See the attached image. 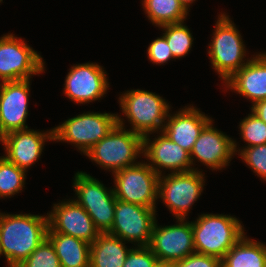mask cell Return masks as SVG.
Masks as SVG:
<instances>
[{"label": "cell", "instance_id": "cell-31", "mask_svg": "<svg viewBox=\"0 0 266 267\" xmlns=\"http://www.w3.org/2000/svg\"><path fill=\"white\" fill-rule=\"evenodd\" d=\"M147 53L150 61L159 65L167 63L170 59L174 58L166 38L163 35L151 42Z\"/></svg>", "mask_w": 266, "mask_h": 267}, {"label": "cell", "instance_id": "cell-8", "mask_svg": "<svg viewBox=\"0 0 266 267\" xmlns=\"http://www.w3.org/2000/svg\"><path fill=\"white\" fill-rule=\"evenodd\" d=\"M112 174H114L113 192L116 199L156 208L159 175L147 163L139 162Z\"/></svg>", "mask_w": 266, "mask_h": 267}, {"label": "cell", "instance_id": "cell-33", "mask_svg": "<svg viewBox=\"0 0 266 267\" xmlns=\"http://www.w3.org/2000/svg\"><path fill=\"white\" fill-rule=\"evenodd\" d=\"M251 111L266 123V100L256 102L252 105Z\"/></svg>", "mask_w": 266, "mask_h": 267}, {"label": "cell", "instance_id": "cell-14", "mask_svg": "<svg viewBox=\"0 0 266 267\" xmlns=\"http://www.w3.org/2000/svg\"><path fill=\"white\" fill-rule=\"evenodd\" d=\"M106 76L104 68L97 63L73 65L65 78L64 94L78 104L96 101L109 88Z\"/></svg>", "mask_w": 266, "mask_h": 267}, {"label": "cell", "instance_id": "cell-10", "mask_svg": "<svg viewBox=\"0 0 266 267\" xmlns=\"http://www.w3.org/2000/svg\"><path fill=\"white\" fill-rule=\"evenodd\" d=\"M44 66L41 55L21 38L11 33L0 38V81L30 79L44 72Z\"/></svg>", "mask_w": 266, "mask_h": 267}, {"label": "cell", "instance_id": "cell-19", "mask_svg": "<svg viewBox=\"0 0 266 267\" xmlns=\"http://www.w3.org/2000/svg\"><path fill=\"white\" fill-rule=\"evenodd\" d=\"M169 113L162 132L180 147L191 152L203 128L212 120L194 106L184 107L173 114Z\"/></svg>", "mask_w": 266, "mask_h": 267}, {"label": "cell", "instance_id": "cell-11", "mask_svg": "<svg viewBox=\"0 0 266 267\" xmlns=\"http://www.w3.org/2000/svg\"><path fill=\"white\" fill-rule=\"evenodd\" d=\"M156 222V208L116 200L114 221L107 232L123 241L136 242L137 246H148L153 225Z\"/></svg>", "mask_w": 266, "mask_h": 267}, {"label": "cell", "instance_id": "cell-7", "mask_svg": "<svg viewBox=\"0 0 266 267\" xmlns=\"http://www.w3.org/2000/svg\"><path fill=\"white\" fill-rule=\"evenodd\" d=\"M75 201L89 214L100 233H107L114 221L116 197L99 180L82 171L74 176Z\"/></svg>", "mask_w": 266, "mask_h": 267}, {"label": "cell", "instance_id": "cell-34", "mask_svg": "<svg viewBox=\"0 0 266 267\" xmlns=\"http://www.w3.org/2000/svg\"><path fill=\"white\" fill-rule=\"evenodd\" d=\"M8 132L5 130L3 123H2V119L0 116V141L2 143V145L5 144V140L7 138Z\"/></svg>", "mask_w": 266, "mask_h": 267}, {"label": "cell", "instance_id": "cell-16", "mask_svg": "<svg viewBox=\"0 0 266 267\" xmlns=\"http://www.w3.org/2000/svg\"><path fill=\"white\" fill-rule=\"evenodd\" d=\"M211 120L201 131L190 152L192 165L195 158L212 170L227 166L235 154L234 140L214 128Z\"/></svg>", "mask_w": 266, "mask_h": 267}, {"label": "cell", "instance_id": "cell-5", "mask_svg": "<svg viewBox=\"0 0 266 267\" xmlns=\"http://www.w3.org/2000/svg\"><path fill=\"white\" fill-rule=\"evenodd\" d=\"M220 14L215 24L213 40L208 47V56L213 68L225 82L250 59L246 62L243 60L246 49L239 30L229 16Z\"/></svg>", "mask_w": 266, "mask_h": 267}, {"label": "cell", "instance_id": "cell-30", "mask_svg": "<svg viewBox=\"0 0 266 267\" xmlns=\"http://www.w3.org/2000/svg\"><path fill=\"white\" fill-rule=\"evenodd\" d=\"M157 261L148 246H137L129 251L123 267H153Z\"/></svg>", "mask_w": 266, "mask_h": 267}, {"label": "cell", "instance_id": "cell-29", "mask_svg": "<svg viewBox=\"0 0 266 267\" xmlns=\"http://www.w3.org/2000/svg\"><path fill=\"white\" fill-rule=\"evenodd\" d=\"M237 143L234 141L235 152H240L238 155L245 163L256 173L260 178L266 181V144L246 147L237 150ZM241 150V151H240Z\"/></svg>", "mask_w": 266, "mask_h": 267}, {"label": "cell", "instance_id": "cell-13", "mask_svg": "<svg viewBox=\"0 0 266 267\" xmlns=\"http://www.w3.org/2000/svg\"><path fill=\"white\" fill-rule=\"evenodd\" d=\"M53 210L47 213L48 232L62 233L93 243L100 232L95 227L89 214L75 200H69L53 205Z\"/></svg>", "mask_w": 266, "mask_h": 267}, {"label": "cell", "instance_id": "cell-36", "mask_svg": "<svg viewBox=\"0 0 266 267\" xmlns=\"http://www.w3.org/2000/svg\"><path fill=\"white\" fill-rule=\"evenodd\" d=\"M183 7L188 11L190 4H192L195 0H178Z\"/></svg>", "mask_w": 266, "mask_h": 267}, {"label": "cell", "instance_id": "cell-21", "mask_svg": "<svg viewBox=\"0 0 266 267\" xmlns=\"http://www.w3.org/2000/svg\"><path fill=\"white\" fill-rule=\"evenodd\" d=\"M126 241L109 233H100L90 244V267H123L131 249Z\"/></svg>", "mask_w": 266, "mask_h": 267}, {"label": "cell", "instance_id": "cell-28", "mask_svg": "<svg viewBox=\"0 0 266 267\" xmlns=\"http://www.w3.org/2000/svg\"><path fill=\"white\" fill-rule=\"evenodd\" d=\"M17 267H61V264L51 241L46 238Z\"/></svg>", "mask_w": 266, "mask_h": 267}, {"label": "cell", "instance_id": "cell-35", "mask_svg": "<svg viewBox=\"0 0 266 267\" xmlns=\"http://www.w3.org/2000/svg\"><path fill=\"white\" fill-rule=\"evenodd\" d=\"M153 267H173V263L157 261Z\"/></svg>", "mask_w": 266, "mask_h": 267}, {"label": "cell", "instance_id": "cell-22", "mask_svg": "<svg viewBox=\"0 0 266 267\" xmlns=\"http://www.w3.org/2000/svg\"><path fill=\"white\" fill-rule=\"evenodd\" d=\"M61 267H90V244L62 233H47Z\"/></svg>", "mask_w": 266, "mask_h": 267}, {"label": "cell", "instance_id": "cell-12", "mask_svg": "<svg viewBox=\"0 0 266 267\" xmlns=\"http://www.w3.org/2000/svg\"><path fill=\"white\" fill-rule=\"evenodd\" d=\"M184 221L177 219L178 224L161 227L154 223L148 247L158 261L175 263L195 253L191 222Z\"/></svg>", "mask_w": 266, "mask_h": 267}, {"label": "cell", "instance_id": "cell-25", "mask_svg": "<svg viewBox=\"0 0 266 267\" xmlns=\"http://www.w3.org/2000/svg\"><path fill=\"white\" fill-rule=\"evenodd\" d=\"M163 30V36L169 45L174 58L183 57L188 54L192 48L193 36L184 21L160 26Z\"/></svg>", "mask_w": 266, "mask_h": 267}, {"label": "cell", "instance_id": "cell-20", "mask_svg": "<svg viewBox=\"0 0 266 267\" xmlns=\"http://www.w3.org/2000/svg\"><path fill=\"white\" fill-rule=\"evenodd\" d=\"M242 96L256 102L266 100V53L251 57L240 70L224 82Z\"/></svg>", "mask_w": 266, "mask_h": 267}, {"label": "cell", "instance_id": "cell-9", "mask_svg": "<svg viewBox=\"0 0 266 267\" xmlns=\"http://www.w3.org/2000/svg\"><path fill=\"white\" fill-rule=\"evenodd\" d=\"M204 175L202 171L192 170L159 176L158 198L176 219H186L191 206L203 192Z\"/></svg>", "mask_w": 266, "mask_h": 267}, {"label": "cell", "instance_id": "cell-6", "mask_svg": "<svg viewBox=\"0 0 266 267\" xmlns=\"http://www.w3.org/2000/svg\"><path fill=\"white\" fill-rule=\"evenodd\" d=\"M117 125V115L113 113L87 112L67 119L53 128V141L75 144L85 154Z\"/></svg>", "mask_w": 266, "mask_h": 267}, {"label": "cell", "instance_id": "cell-32", "mask_svg": "<svg viewBox=\"0 0 266 267\" xmlns=\"http://www.w3.org/2000/svg\"><path fill=\"white\" fill-rule=\"evenodd\" d=\"M173 267H221V259L214 256L193 253L183 260L173 263Z\"/></svg>", "mask_w": 266, "mask_h": 267}, {"label": "cell", "instance_id": "cell-18", "mask_svg": "<svg viewBox=\"0 0 266 267\" xmlns=\"http://www.w3.org/2000/svg\"><path fill=\"white\" fill-rule=\"evenodd\" d=\"M46 140H54L53 129L45 133L33 129L8 132L4 157L26 171L40 158Z\"/></svg>", "mask_w": 266, "mask_h": 267}, {"label": "cell", "instance_id": "cell-26", "mask_svg": "<svg viewBox=\"0 0 266 267\" xmlns=\"http://www.w3.org/2000/svg\"><path fill=\"white\" fill-rule=\"evenodd\" d=\"M26 171L20 169L4 156L0 157V197H10L21 192L24 187Z\"/></svg>", "mask_w": 266, "mask_h": 267}, {"label": "cell", "instance_id": "cell-2", "mask_svg": "<svg viewBox=\"0 0 266 267\" xmlns=\"http://www.w3.org/2000/svg\"><path fill=\"white\" fill-rule=\"evenodd\" d=\"M123 120L117 114V125L85 153L92 162L113 173L138 164L135 160L143 155V136L125 130Z\"/></svg>", "mask_w": 266, "mask_h": 267}, {"label": "cell", "instance_id": "cell-27", "mask_svg": "<svg viewBox=\"0 0 266 267\" xmlns=\"http://www.w3.org/2000/svg\"><path fill=\"white\" fill-rule=\"evenodd\" d=\"M239 126L241 137L248 144L247 147L266 144V123L255 113L251 111Z\"/></svg>", "mask_w": 266, "mask_h": 267}, {"label": "cell", "instance_id": "cell-3", "mask_svg": "<svg viewBox=\"0 0 266 267\" xmlns=\"http://www.w3.org/2000/svg\"><path fill=\"white\" fill-rule=\"evenodd\" d=\"M195 253L222 259L244 236L240 221L230 215L202 214L191 221Z\"/></svg>", "mask_w": 266, "mask_h": 267}, {"label": "cell", "instance_id": "cell-15", "mask_svg": "<svg viewBox=\"0 0 266 267\" xmlns=\"http://www.w3.org/2000/svg\"><path fill=\"white\" fill-rule=\"evenodd\" d=\"M157 138L150 141L149 134L143 136V156L147 163L159 176L161 168L169 169L172 173L197 170L192 168L190 153L171 141L162 131Z\"/></svg>", "mask_w": 266, "mask_h": 267}, {"label": "cell", "instance_id": "cell-23", "mask_svg": "<svg viewBox=\"0 0 266 267\" xmlns=\"http://www.w3.org/2000/svg\"><path fill=\"white\" fill-rule=\"evenodd\" d=\"M221 267H266V245L244 234L221 259Z\"/></svg>", "mask_w": 266, "mask_h": 267}, {"label": "cell", "instance_id": "cell-4", "mask_svg": "<svg viewBox=\"0 0 266 267\" xmlns=\"http://www.w3.org/2000/svg\"><path fill=\"white\" fill-rule=\"evenodd\" d=\"M122 113L132 125L131 131L142 136L163 130L170 106L159 95L145 91H127L119 97ZM164 123V124H163Z\"/></svg>", "mask_w": 266, "mask_h": 267}, {"label": "cell", "instance_id": "cell-24", "mask_svg": "<svg viewBox=\"0 0 266 267\" xmlns=\"http://www.w3.org/2000/svg\"><path fill=\"white\" fill-rule=\"evenodd\" d=\"M148 19L155 26L179 23L186 20L187 11L178 0H142Z\"/></svg>", "mask_w": 266, "mask_h": 267}, {"label": "cell", "instance_id": "cell-1", "mask_svg": "<svg viewBox=\"0 0 266 267\" xmlns=\"http://www.w3.org/2000/svg\"><path fill=\"white\" fill-rule=\"evenodd\" d=\"M48 216L0 213V255L17 267L47 238Z\"/></svg>", "mask_w": 266, "mask_h": 267}, {"label": "cell", "instance_id": "cell-17", "mask_svg": "<svg viewBox=\"0 0 266 267\" xmlns=\"http://www.w3.org/2000/svg\"><path fill=\"white\" fill-rule=\"evenodd\" d=\"M30 79L0 83V116L7 132L28 129Z\"/></svg>", "mask_w": 266, "mask_h": 267}]
</instances>
